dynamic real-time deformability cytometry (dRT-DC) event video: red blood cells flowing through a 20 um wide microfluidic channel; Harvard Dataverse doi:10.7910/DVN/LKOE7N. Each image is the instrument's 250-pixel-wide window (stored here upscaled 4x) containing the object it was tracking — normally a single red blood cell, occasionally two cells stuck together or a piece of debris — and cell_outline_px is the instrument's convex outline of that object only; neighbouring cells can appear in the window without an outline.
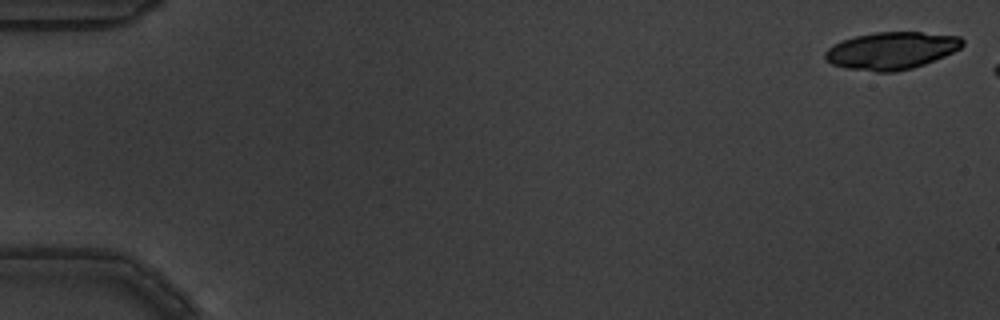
{"species": "common noctule bat (a hibernating species)", "species_latin": "Nyctalus noctula", "temperature_condition": "warm", "stored_images_in_passage": 3, "camera_frame_rate_fps": 3000, "um_per_image_px": 0.085, "animal": {"sex": "male", "body_mass_g": 19.5, "forearm_length_mm": 54.6}, "frame": {"image": 1, "passage_image": 1, "time_ms": 0.0, "image_size_px": [1000, 320], "cell_outline_px": [[964, 44], [960, 48], [944, 56], [924, 64], [912, 68], [896, 72], [876, 72], [844, 68], [832, 64], [824, 56], [824, 52], [828, 48], [844, 40], [856, 36], [876, 32], [920, 32], [960, 36], [964, 40]], "centroid_in_image_um": [75.78, 4.31], "position_along_channel_um": 9.2, "area_um2": 29.77}}